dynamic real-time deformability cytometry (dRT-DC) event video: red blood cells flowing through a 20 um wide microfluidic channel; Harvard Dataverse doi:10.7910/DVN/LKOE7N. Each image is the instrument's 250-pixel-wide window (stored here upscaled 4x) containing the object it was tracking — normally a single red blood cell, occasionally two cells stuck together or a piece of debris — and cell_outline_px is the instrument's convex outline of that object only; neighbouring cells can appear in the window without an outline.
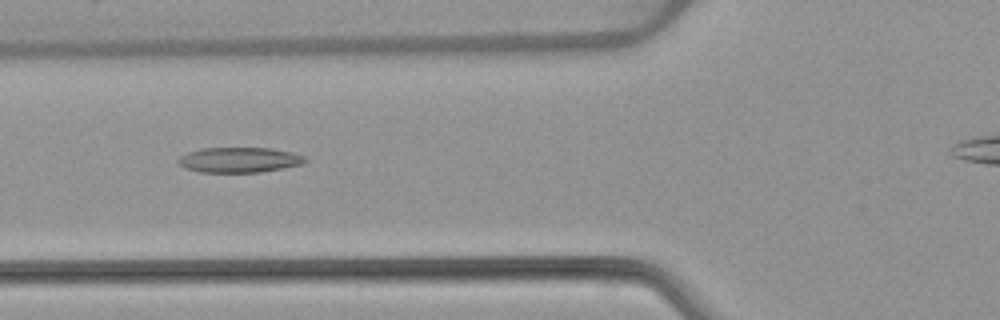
{"species": "common noctule bat (a hibernating species)", "species_latin": "Nyctalus noctula", "temperature_condition": "warm", "stored_images_in_passage": 47, "camera_frame_rate_fps": 3000, "um_per_image_px": 0.085, "animal": {"sex": "female", "body_mass_g": 22.7, "forearm_length_mm": 54.2}, "frame": {"image": 1, "passage_image": 20, "time_ms": 6.333, "image_size_px": [1000, 320], "cell_outline_px": [[308, 160], [300, 164], [260, 172], [200, 172], [184, 168], [176, 160], [180, 156], [188, 152], [204, 148], [268, 148], [292, 152], [304, 156]], "centroid_in_image_um": [20.3, 13.59], "position_along_channel_um": 105.5, "area_um2": 18.44}}
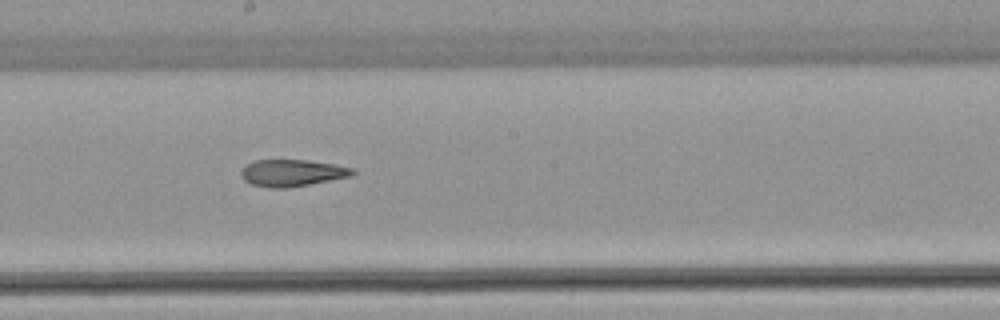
{"frame": {"image": 2, "passage_image": 29, "time_ms": 9.333, "image_size_px": [1000, 320], "cell_outline_px": [[356, 172], [348, 176], [288, 188], [268, 188], [252, 184], [244, 180], [240, 176], [240, 168], [244, 164], [252, 160], [308, 160], [356, 168]], "centroid_in_image_um": [24.74, 14.68], "position_along_channel_um": 223.5, "area_um2": 17.51}}
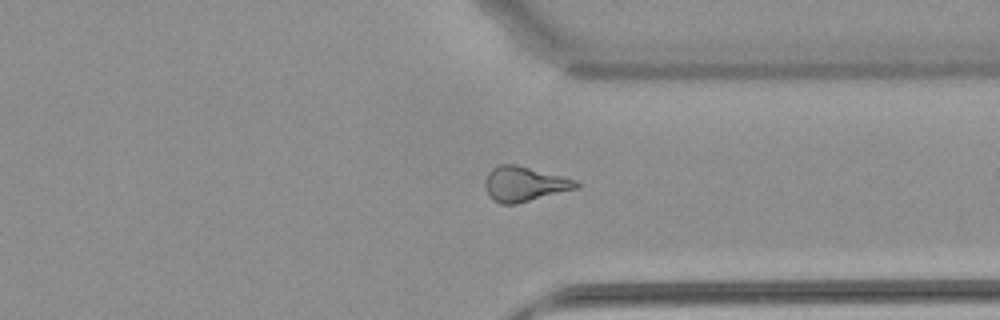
{"frame": {"image": 3, "passage_image": 40, "time_ms": 13.0, "image_size_px": [1000, 320], "cell_outline_px": [[580, 188], [516, 204], [500, 204], [488, 196], [484, 184], [484, 180], [488, 172], [492, 168], [500, 164], [516, 164], [564, 176], [576, 180], [580, 184]], "centroid_in_image_um": [44.58, 15.64], "position_along_channel_um": 366.8, "area_um2": 18.84}}